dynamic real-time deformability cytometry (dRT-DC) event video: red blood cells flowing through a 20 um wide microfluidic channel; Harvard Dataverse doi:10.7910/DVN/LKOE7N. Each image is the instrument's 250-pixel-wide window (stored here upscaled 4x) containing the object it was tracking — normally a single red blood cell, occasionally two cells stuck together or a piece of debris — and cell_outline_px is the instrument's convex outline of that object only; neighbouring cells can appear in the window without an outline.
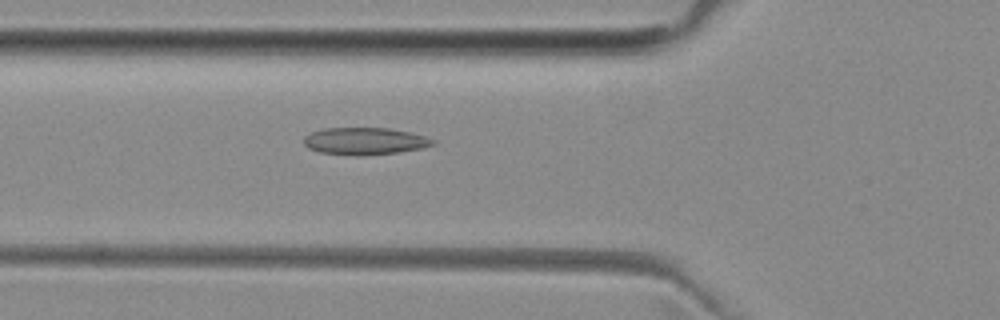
{"species": "common noctule bat (a hibernating species)", "species_latin": "Nyctalus noctula", "temperature_condition": "room temperature", "stored_images_in_passage": 39, "camera_frame_rate_fps": 3000, "um_per_image_px": 0.085, "animal": {"sex": "female", "body_mass_g": 29.2, "forearm_length_mm": 56.3}, "frame": {"image": 1, "passage_image": 6, "time_ms": 1.667, "image_size_px": [1000, 320], "cell_outline_px": [[436, 144], [424, 148], [400, 152], [360, 156], [320, 152], [308, 148], [304, 144], [304, 136], [312, 132], [324, 128], [388, 128], [408, 132], [424, 136], [436, 140]], "centroid_in_image_um": [31.03, 12.0], "position_along_channel_um": 94.8, "area_um2": 20.46}}
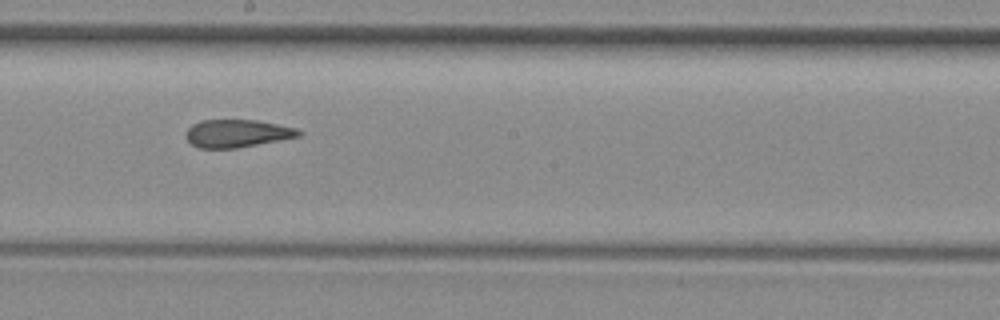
{"frame": {"image": 2, "passage_image": 16, "time_ms": 5.0, "image_size_px": [1000, 320], "cell_outline_px": [[304, 132], [300, 136], [280, 140], [236, 148], [200, 148], [192, 144], [188, 140], [188, 128], [192, 124], [200, 120], [256, 120], [296, 128]], "centroid_in_image_um": [20.18, 11.33], "position_along_channel_um": 228.0, "area_um2": 18.03}}
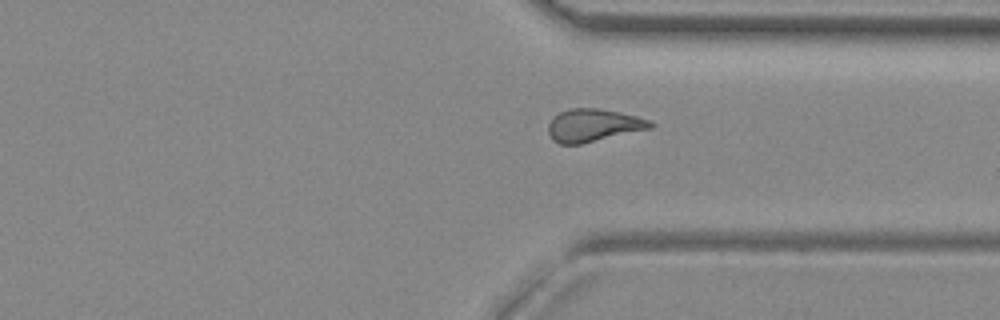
{"frame": {"image": 3, "passage_image": 26, "time_ms": 8.333, "image_size_px": [1000, 320], "cell_outline_px": [[656, 128], [580, 144], [560, 144], [552, 140], [548, 132], [548, 124], [552, 116], [568, 108], [600, 108], [620, 112], [652, 120], [656, 124]], "centroid_in_image_um": [50.48, 10.65], "position_along_channel_um": 360.9, "area_um2": 20.0}, "authors_computed_cell_mechanics": {"area_um2": 19.1896, "velocity_mm_per_s": 3.9896, "shape_relaxation_time_tau1_ms": null, "shape_relaxation_time_tau2_ms": 1.6509, "deformation_change_tau1": null, "deformation_change_tau2": 0.0952}}